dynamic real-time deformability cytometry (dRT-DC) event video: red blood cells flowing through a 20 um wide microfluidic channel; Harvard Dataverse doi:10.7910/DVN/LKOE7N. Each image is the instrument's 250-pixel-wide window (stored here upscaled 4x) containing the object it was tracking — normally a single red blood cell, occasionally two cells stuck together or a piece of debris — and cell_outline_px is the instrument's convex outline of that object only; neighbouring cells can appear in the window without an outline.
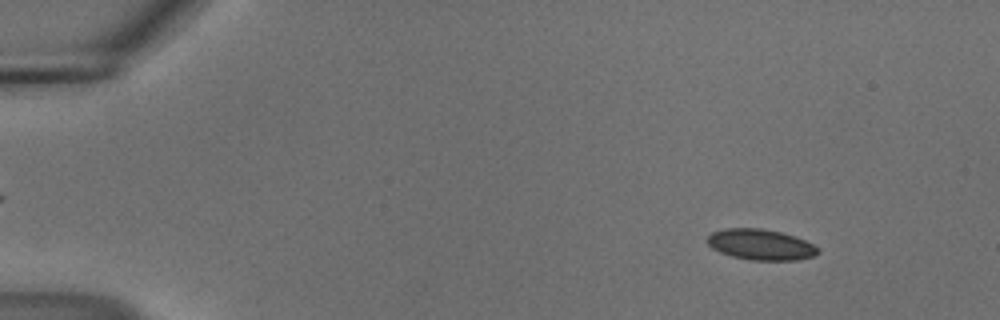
{"species": "common noctule bat (a hibernating species)", "species_latin": "Nyctalus noctula", "temperature_condition": "cold", "stored_images_in_passage": 54, "camera_frame_rate_fps": 3000, "um_per_image_px": 0.085, "animal": {"sex": "male", "body_mass_g": 18.8}, "frame": {"image": 1, "passage_image": 6, "time_ms": 1.667, "image_size_px": [1000, 320], "cell_outline_px": [[820, 252], [816, 256], [796, 260], [748, 260], [732, 256], [720, 252], [712, 248], [704, 240], [712, 232], [724, 228], [760, 228], [780, 232], [796, 236], [820, 248]], "centroid_in_image_um": [64.66, 20.79], "position_along_channel_um": 20.3, "area_um2": 20.06}}
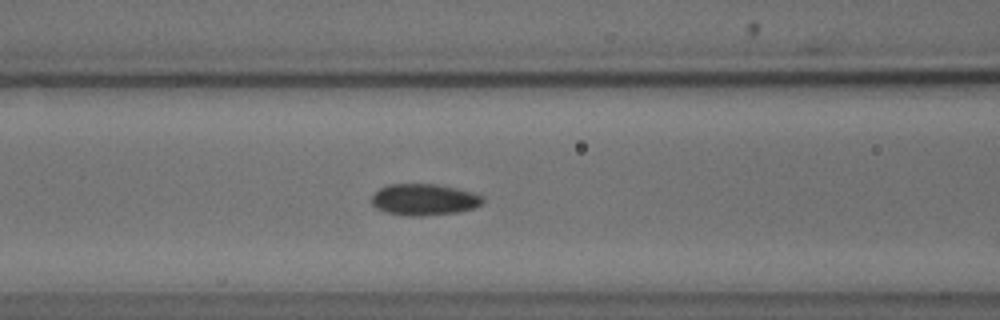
{"frame": {"image": 2, "passage_image": 23, "time_ms": 7.333, "image_size_px": [1000, 320], "cell_outline_px": [[484, 204], [460, 212], [420, 216], [408, 216], [384, 212], [376, 208], [372, 204], [372, 196], [380, 188], [388, 184], [436, 184], [456, 188], [472, 192], [484, 196]], "centroid_in_image_um": [36.07, 16.97], "position_along_channel_um": 130.5, "area_um2": 20.52}}
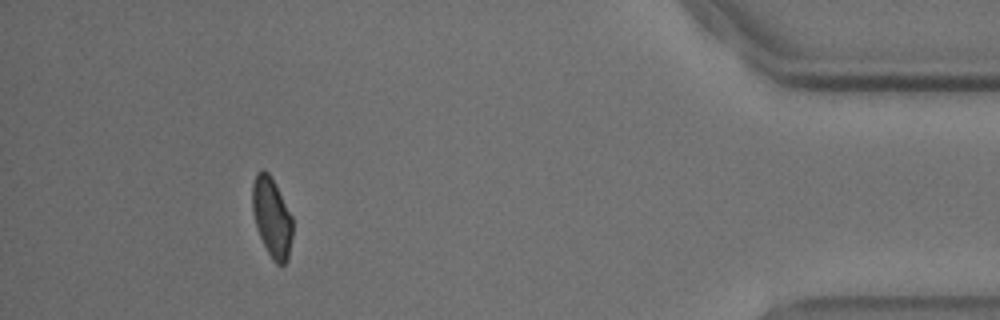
{"frame": {"image": 3, "passage_image": 50, "time_ms": 16.333, "image_size_px": [1000, 320], "cell_outline_px": [[292, 236], [288, 260], [284, 264], [276, 264], [272, 260], [256, 228], [252, 212], [252, 184], [256, 172], [264, 168], [268, 172], [292, 216]], "centroid_in_image_um": [23.09, 18.48], "position_along_channel_um": 412.1, "area_um2": 18.61}, "authors_computed_cell_mechanics": {"area_um2": 19.8254, "velocity_mm_per_s": 3.7, "shape_relaxation_time_tau1_ms": 3.9281, "shape_relaxation_time_tau2_ms": null, "deformation_change_tau1": 0.0879, "deformation_change_tau2": null}}